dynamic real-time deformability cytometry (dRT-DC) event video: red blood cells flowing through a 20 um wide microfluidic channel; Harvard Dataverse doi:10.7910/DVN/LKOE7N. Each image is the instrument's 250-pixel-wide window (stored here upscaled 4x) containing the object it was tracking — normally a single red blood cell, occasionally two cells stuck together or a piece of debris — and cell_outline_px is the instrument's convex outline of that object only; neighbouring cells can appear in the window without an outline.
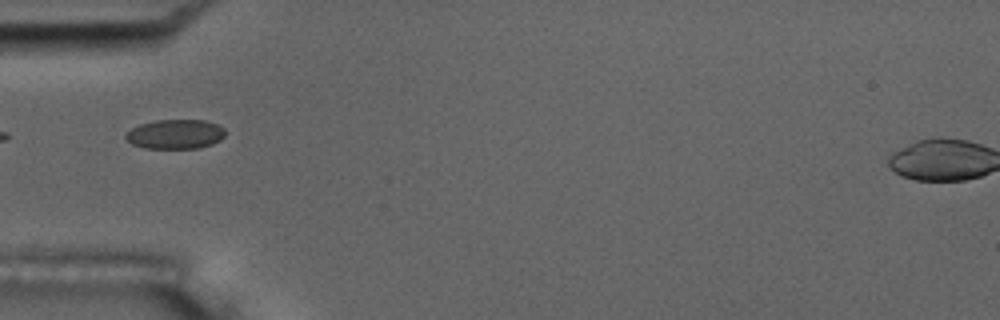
{"species": "common noctule bat (a hibernating species)", "species_latin": "Nyctalus noctula", "temperature_condition": "room temperature", "stored_images_in_passage": 8, "camera_frame_rate_fps": 3000, "um_per_image_px": 0.085, "animal": {"sex": "male", "body_mass_g": 17.5, "forearm_length_mm": 52.3}, "frame": {"image": 1, "passage_image": 6, "time_ms": 1.667, "image_size_px": [1000, 320], "cell_outline_px": [[224, 136], [220, 140], [212, 144], [200, 148], [144, 148], [132, 144], [124, 136], [132, 128], [140, 124], [156, 120], [204, 120], [216, 124], [224, 128]], "centroid_in_image_um": [14.91, 11.4], "position_along_channel_um": 70.1, "area_um2": 16.99}}